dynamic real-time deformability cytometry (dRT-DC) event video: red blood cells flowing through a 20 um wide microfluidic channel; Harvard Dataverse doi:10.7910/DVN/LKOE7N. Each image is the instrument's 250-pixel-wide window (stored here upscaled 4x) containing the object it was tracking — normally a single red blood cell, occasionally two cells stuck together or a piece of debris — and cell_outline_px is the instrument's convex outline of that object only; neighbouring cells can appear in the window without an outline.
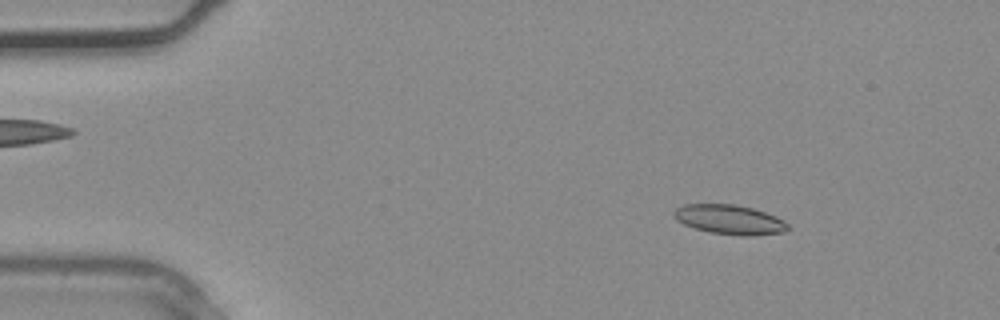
{"species": "common noctule bat (a hibernating species)", "species_latin": "Nyctalus noctula", "temperature_condition": "warm", "stored_images_in_passage": 34, "camera_frame_rate_fps": 3000, "um_per_image_px": 0.085, "animal": {"sex": "male", "body_mass_g": 20.4}, "frame": {"image": 1, "passage_image": 2, "time_ms": 0.333, "image_size_px": [1000, 320], "cell_outline_px": [[788, 228], [784, 232], [756, 236], [740, 236], [708, 232], [684, 224], [676, 220], [672, 216], [672, 212], [676, 208], [684, 204], [736, 204], [752, 208], [776, 216], [784, 220], [788, 224]], "centroid_in_image_um": [62.0, 18.67], "position_along_channel_um": 23.0, "area_um2": 19.83}}
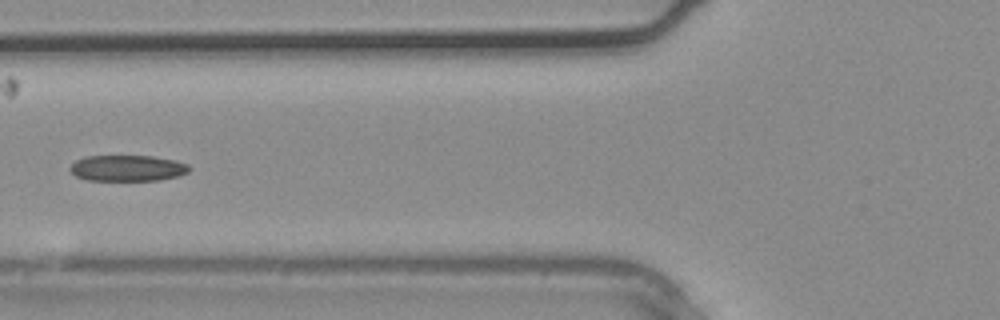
{"frame": {"image": 2, "passage_image": 11, "time_ms": 3.333, "image_size_px": [1000, 320], "cell_outline_px": [[192, 168], [188, 172], [176, 176], [160, 180], [88, 180], [76, 176], [68, 168], [76, 160], [84, 156], [152, 156], [176, 160], [188, 164]], "centroid_in_image_um": [10.85, 14.28], "position_along_channel_um": 115.0, "area_um2": 18.09}}
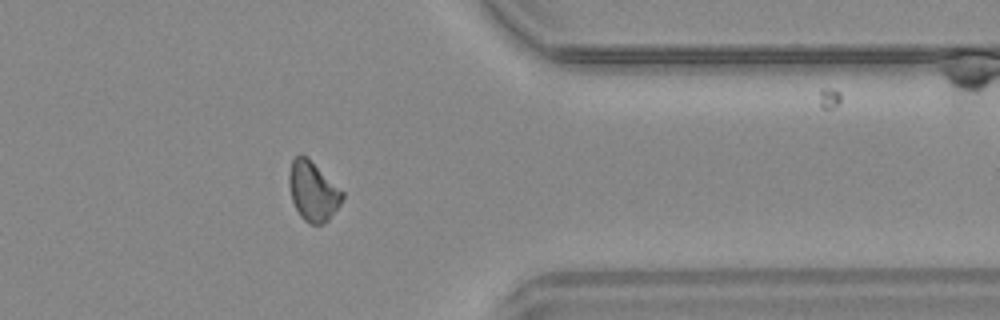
{"frame": {"image": 3, "passage_image": 26, "time_ms": 8.333, "image_size_px": [1000, 320], "cell_outline_px": [[344, 196], [340, 204], [328, 220], [324, 224], [312, 224], [304, 220], [300, 216], [292, 200], [288, 184], [288, 172], [292, 160], [300, 152], [344, 192]], "centroid_in_image_um": [26.57, 16.27], "position_along_channel_um": 384.8, "area_um2": 18.21}}